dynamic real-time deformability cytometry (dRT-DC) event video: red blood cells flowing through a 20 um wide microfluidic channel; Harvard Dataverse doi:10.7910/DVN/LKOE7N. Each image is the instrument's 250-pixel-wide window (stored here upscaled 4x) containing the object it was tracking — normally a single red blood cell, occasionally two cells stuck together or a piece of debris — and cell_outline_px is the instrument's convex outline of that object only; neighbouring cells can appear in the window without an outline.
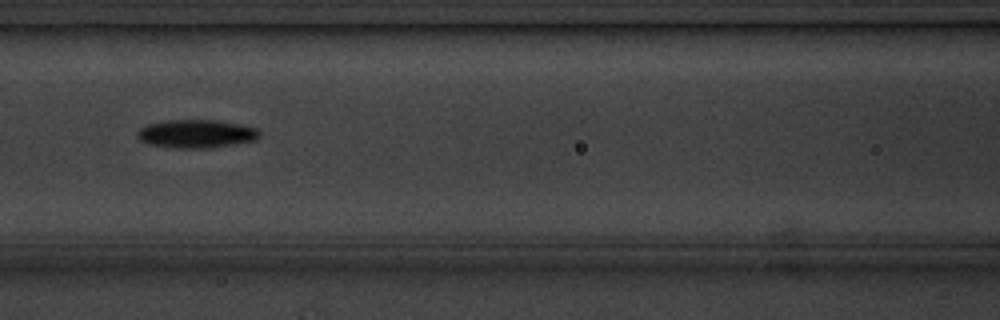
{"species": "common noctule bat (a hibernating species)", "species_latin": "Nyctalus noctula", "temperature_condition": "cold", "stored_images_in_passage": 6, "camera_frame_rate_fps": 3000, "um_per_image_px": 0.085, "animal": {"sex": "male", "body_mass_g": 20.1, "forearm_length_mm": 53.5}, "frame": {"image": 1, "passage_image": 4, "time_ms": 3.667, "image_size_px": [1000, 320], "cell_outline_px": [[260, 136], [256, 140], [232, 144], [204, 148], [180, 148], [148, 144], [140, 140], [136, 136], [136, 132], [140, 128], [148, 124], [164, 120], [216, 120], [240, 124], [256, 128], [260, 132]], "centroid_in_image_um": [16.66, 11.36], "position_along_channel_um": 149.9, "area_um2": 20.06}}